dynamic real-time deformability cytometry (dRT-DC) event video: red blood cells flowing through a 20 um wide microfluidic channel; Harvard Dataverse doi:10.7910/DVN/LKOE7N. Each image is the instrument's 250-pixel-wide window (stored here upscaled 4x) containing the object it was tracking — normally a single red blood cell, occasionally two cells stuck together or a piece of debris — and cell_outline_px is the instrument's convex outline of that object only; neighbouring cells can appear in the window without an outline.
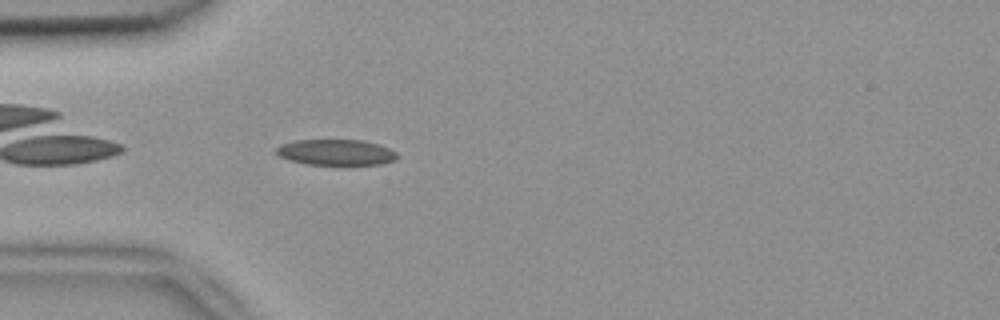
{"species": "common noctule bat (a hibernating species)", "species_latin": "Nyctalus noctula", "temperature_condition": "room temperature", "stored_images_in_passage": 5, "camera_frame_rate_fps": 3000, "um_per_image_px": 0.085, "animal": {"sex": "female", "body_mass_g": 18.4}, "frame": {"image": 1, "passage_image": 5, "time_ms": 1.333, "image_size_px": [1000, 320], "cell_outline_px": [[400, 156], [396, 160], [380, 164], [308, 164], [292, 160], [280, 156], [276, 152], [276, 148], [280, 144], [296, 140], [364, 140], [388, 148], [396, 152]], "centroid_in_image_um": [28.59, 12.94], "position_along_channel_um": 56.4, "area_um2": 17.98}}